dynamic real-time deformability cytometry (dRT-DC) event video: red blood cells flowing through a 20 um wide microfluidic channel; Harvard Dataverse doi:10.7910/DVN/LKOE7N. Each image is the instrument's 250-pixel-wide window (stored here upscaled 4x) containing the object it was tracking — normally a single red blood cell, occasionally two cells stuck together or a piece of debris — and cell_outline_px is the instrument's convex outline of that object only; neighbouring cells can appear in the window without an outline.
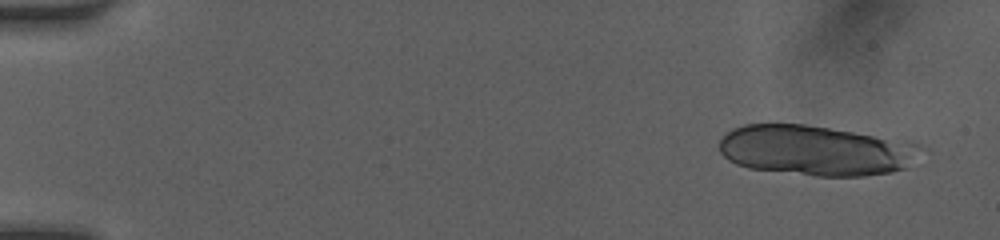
{"species": "human", "species_latin": "Homo sapiens", "temperature_condition": "room temperature", "stored_images_in_passage": 12, "camera_frame_rate_fps": 3000, "um_per_image_px": 0.085, "donor": {"sex": "female"}, "frame": {"image": 1, "passage_image": 1, "time_ms": 0.0, "image_size_px": [1000, 240], "cell_outline_px": [[920, 144], [904, 168], [892, 172], [864, 176], [816, 176], [748, 168], [736, 164], [728, 160], [720, 152], [720, 140], [732, 128], [744, 124], [804, 124], [916, 140]], "centroid_in_image_um": [69.31, 12.77], "position_along_channel_um": 15.7, "area_um2": 59.07}}